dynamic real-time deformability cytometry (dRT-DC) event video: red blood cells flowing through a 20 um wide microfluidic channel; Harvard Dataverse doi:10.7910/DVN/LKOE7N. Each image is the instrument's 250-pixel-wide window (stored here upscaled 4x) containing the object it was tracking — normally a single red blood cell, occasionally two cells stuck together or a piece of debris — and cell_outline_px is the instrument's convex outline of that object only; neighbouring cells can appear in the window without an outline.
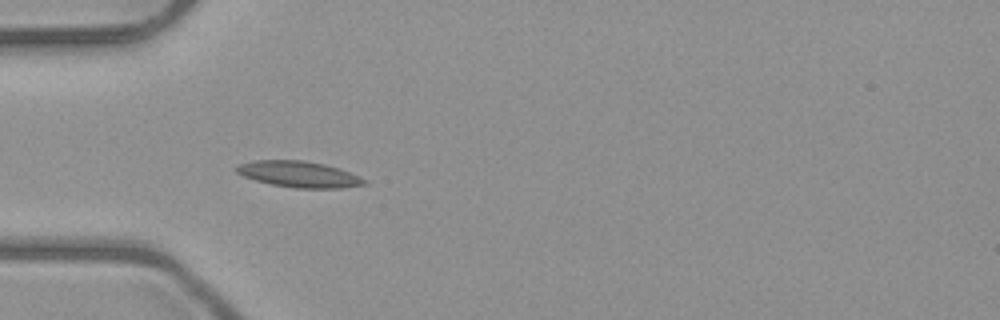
{"species": "common noctule bat (a hibernating species)", "species_latin": "Nyctalus noctula", "temperature_condition": "room temperature", "stored_images_in_passage": 6, "camera_frame_rate_fps": 3000, "um_per_image_px": 0.085, "animal": {"sex": "male", "body_mass_g": 23.1, "forearm_length_mm": 52.7}, "frame": {"image": 1, "passage_image": 4, "time_ms": 4.333, "image_size_px": [1000, 320], "cell_outline_px": [[368, 184], [340, 188], [296, 188], [272, 184], [256, 180], [244, 176], [236, 172], [236, 168], [240, 164], [256, 160], [304, 160], [324, 164], [340, 168], [360, 176], [368, 180]], "centroid_in_image_um": [25.48, 14.81], "position_along_channel_um": 59.5, "area_um2": 19.42}}
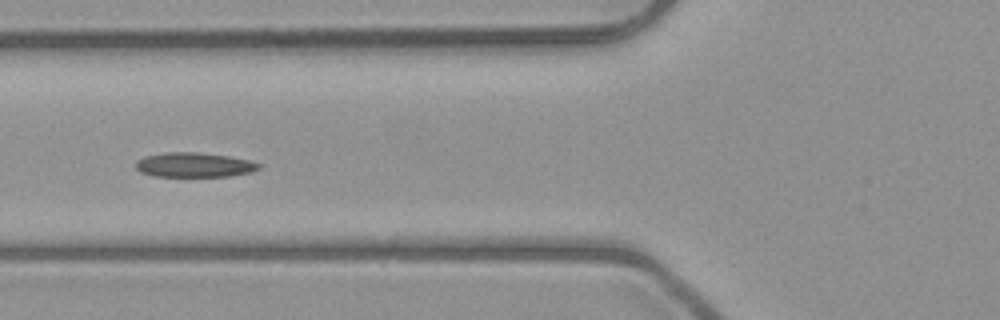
{"frame": {"image": 2, "passage_image": 5, "time_ms": 5.667, "image_size_px": [1000, 320], "cell_outline_px": [[264, 164], [260, 168], [252, 172], [232, 176], [152, 176], [140, 172], [136, 168], [136, 160], [144, 156], [164, 152], [200, 152], [228, 156], [252, 160]], "centroid_in_image_um": [16.55, 14.01], "position_along_channel_um": 109.3, "area_um2": 17.98}}
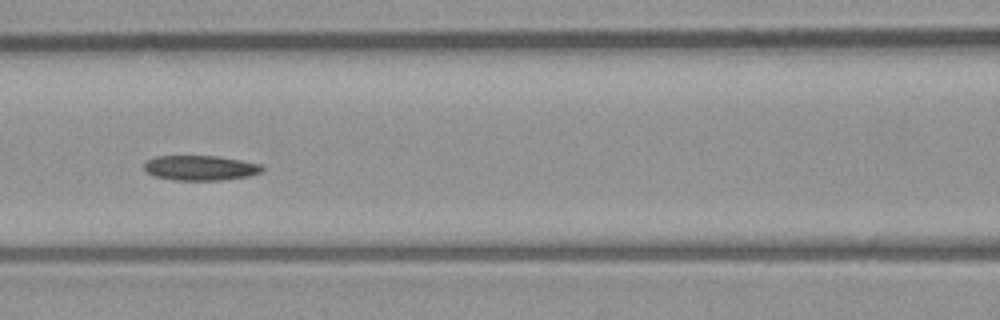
{"frame": {"image": 3, "passage_image": 6, "time_ms": 6.667, "image_size_px": [1000, 320], "cell_outline_px": [[264, 168], [260, 172], [248, 176], [220, 180], [172, 180], [156, 176], [148, 172], [144, 168], [144, 164], [148, 160], [156, 156], [216, 156], [240, 160], [260, 164]], "centroid_in_image_um": [17.02, 14.27], "position_along_channel_um": 149.6, "area_um2": 16.94}}